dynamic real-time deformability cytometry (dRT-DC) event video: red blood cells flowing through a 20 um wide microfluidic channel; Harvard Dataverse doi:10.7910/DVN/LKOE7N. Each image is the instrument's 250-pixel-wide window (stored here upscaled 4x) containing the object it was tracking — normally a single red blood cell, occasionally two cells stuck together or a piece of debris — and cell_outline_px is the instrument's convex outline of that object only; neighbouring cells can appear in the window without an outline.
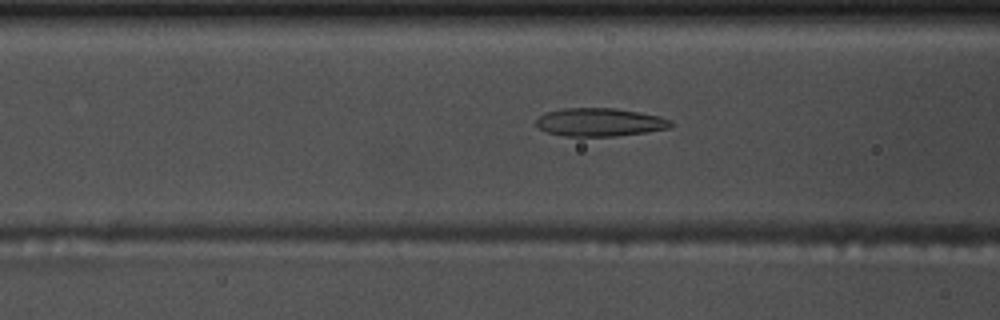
{"species": "common noctule bat (a hibernating species)", "species_latin": "Nyctalus noctula", "temperature_condition": "warm", "stored_images_in_passage": 39, "camera_frame_rate_fps": 3000, "um_per_image_px": 0.085, "animal": {"sex": "male", "body_mass_g": 17.5, "forearm_length_mm": 52.3}, "frame": {"image": 1, "passage_image": 6, "time_ms": 1.667, "image_size_px": [1000, 320], "cell_outline_px": [[672, 128], [648, 132], [616, 136], [564, 136], [548, 132], [536, 128], [536, 120], [540, 116], [548, 112], [564, 108], [616, 108], [660, 116], [672, 120]], "centroid_in_image_um": [51.01, 10.39], "position_along_channel_um": 115.6, "area_um2": 22.25}}
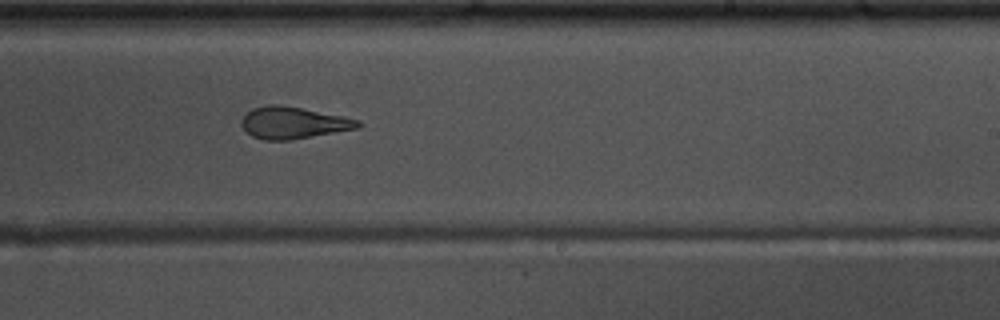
{"frame": {"image": 2, "passage_image": 18, "time_ms": 5.667, "image_size_px": [1000, 320], "cell_outline_px": [[364, 124], [356, 128], [288, 140], [264, 140], [252, 136], [240, 124], [244, 116], [252, 108], [268, 104], [276, 104], [300, 108], [344, 116], [360, 120]], "centroid_in_image_um": [24.92, 10.43], "position_along_channel_um": 264.1, "area_um2": 21.27}}
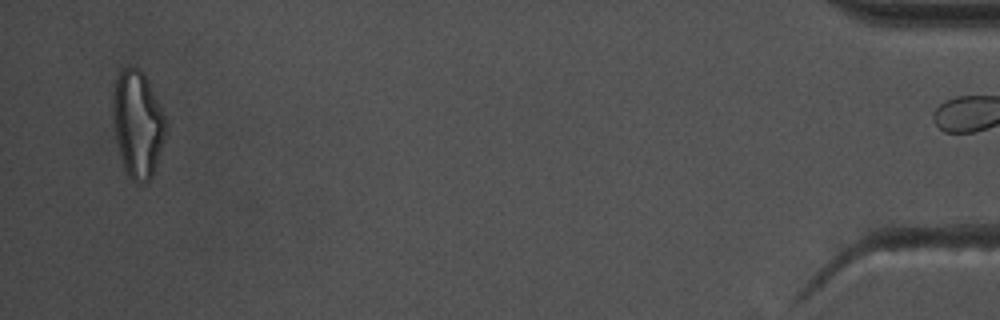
{"frame": {"image": 3, "passage_image": 38, "time_ms": 12.333, "image_size_px": [1000, 320], "cell_outline_px": [[164, 136], [160, 152], [152, 176], [148, 180], [140, 184], [136, 184], [128, 176], [120, 156], [116, 140], [112, 116], [112, 92], [116, 76], [124, 68], [136, 68], [148, 80], [164, 116]], "centroid_in_image_um": [11.65, 10.55], "position_along_channel_um": 423.6, "area_um2": 32.37}, "authors_computed_cell_mechanics": {"area_um2": 22.7154, "velocity_mm_per_s": 3.7179, "shape_relaxation_time_tau1_ms": null, "shape_relaxation_time_tau2_ms": 2.0383, "deformation_change_tau1": null, "deformation_change_tau2": 0.1076}}